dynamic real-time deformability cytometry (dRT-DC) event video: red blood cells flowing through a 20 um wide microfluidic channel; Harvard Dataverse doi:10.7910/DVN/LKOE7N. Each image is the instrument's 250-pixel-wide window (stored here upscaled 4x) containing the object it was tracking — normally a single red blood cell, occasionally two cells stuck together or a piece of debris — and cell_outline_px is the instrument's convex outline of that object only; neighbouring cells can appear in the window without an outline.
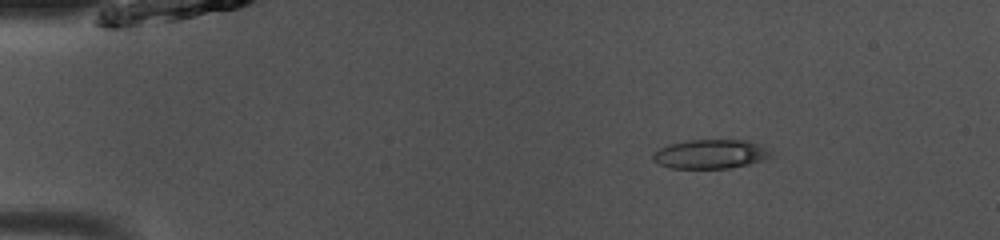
{"species": "common noctule bat (a hibernating species)", "species_latin": "Nyctalus noctula", "temperature_condition": "room temperature", "stored_images_in_passage": 43, "camera_frame_rate_fps": 3000, "um_per_image_px": 0.085, "animal": {"sex": "male", "body_mass_g": 13.0, "forearm_length_mm": 53.1}, "frame": {"image": 1, "passage_image": 2, "time_ms": 0.333, "image_size_px": [1000, 240], "cell_outline_px": [[772, 156], [764, 160], [748, 164], [728, 168], [672, 168], [660, 164], [652, 160], [652, 156], [660, 148], [668, 144], [692, 140], [744, 140], [760, 144]], "centroid_in_image_um": [60.38, 13.1], "position_along_channel_um": 24.6, "area_um2": 19.71}}
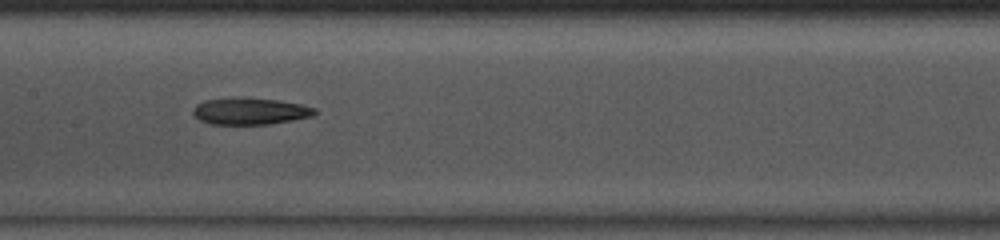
{"frame": {"image": 2, "passage_image": 19, "time_ms": 6.0, "image_size_px": [1000, 240], "cell_outline_px": [[316, 112], [312, 116], [268, 124], [208, 124], [200, 120], [192, 112], [192, 108], [196, 104], [204, 100], [280, 100], [300, 104], [316, 108]], "centroid_in_image_um": [21.25, 9.49], "position_along_channel_um": 186.1, "area_um2": 18.09}}
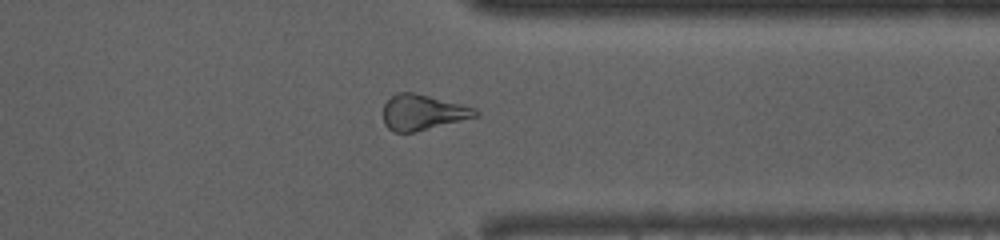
{"frame": {"image": 3, "passage_image": 33, "time_ms": 10.667, "image_size_px": [1000, 240], "cell_outline_px": [[480, 116], [412, 132], [392, 132], [384, 124], [384, 104], [392, 96], [400, 92], [412, 92], [476, 108], [480, 112]], "centroid_in_image_um": [35.94, 9.55], "position_along_channel_um": 375.5, "area_um2": 18.79}, "authors_computed_cell_mechanics": {"area_um2": 19.363, "velocity_mm_per_s": 4.0859, "shape_relaxation_time_tau1_ms": null, "shape_relaxation_time_tau2_ms": 10.5005, "deformation_change_tau1": null, "deformation_change_tau2": 0.2676}}